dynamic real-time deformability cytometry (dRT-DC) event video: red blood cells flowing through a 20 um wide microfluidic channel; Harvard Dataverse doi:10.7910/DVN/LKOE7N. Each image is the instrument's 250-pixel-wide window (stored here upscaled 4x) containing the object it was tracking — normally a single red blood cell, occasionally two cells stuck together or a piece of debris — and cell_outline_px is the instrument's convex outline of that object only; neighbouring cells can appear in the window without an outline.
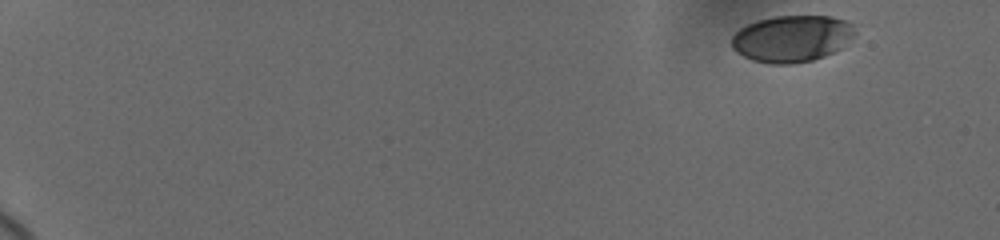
{"species": "human", "species_latin": "Homo sapiens", "temperature_condition": "cold", "stored_images_in_passage": 15, "camera_frame_rate_fps": 3000, "um_per_image_px": 0.085, "donor": {"sex": "female"}, "frame": {"image": 1, "passage_image": 1, "time_ms": 0.0, "image_size_px": [1000, 240], "cell_outline_px": [[860, 24], [856, 36], [840, 48], [824, 56], [812, 60], [792, 64], [772, 64], [752, 60], [736, 52], [732, 48], [732, 36], [740, 28], [756, 20], [776, 16], [832, 16]], "centroid_in_image_um": [67.39, 3.26], "position_along_channel_um": 17.6, "area_um2": 34.1}}
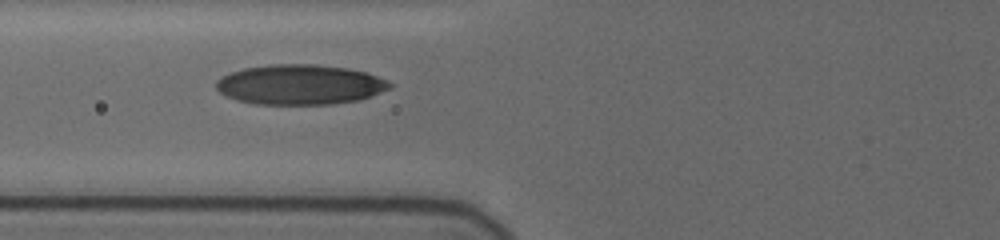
{"frame": {"image": 2, "passage_image": 13, "time_ms": 7.0, "image_size_px": [1000, 240], "cell_outline_px": [[392, 88], [356, 100], [328, 104], [256, 104], [236, 100], [220, 92], [216, 88], [216, 80], [220, 76], [244, 68], [268, 64], [316, 64], [348, 68], [368, 72], [392, 84]], "centroid_in_image_um": [25.46, 7.18], "position_along_channel_um": 100.3, "area_um2": 40.34}}
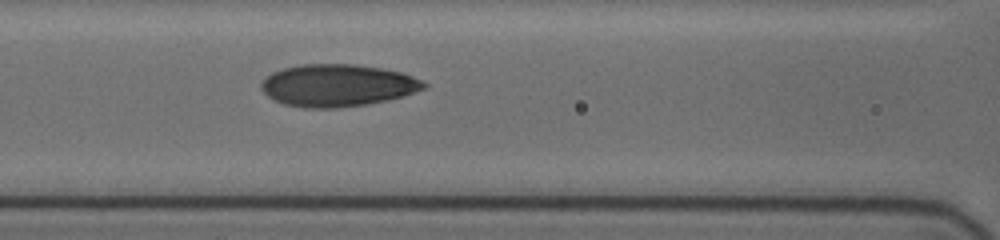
{"frame": {"image": 3, "passage_image": 15, "time_ms": 8.0, "image_size_px": [1000, 240], "cell_outline_px": [[428, 88], [404, 96], [388, 100], [364, 104], [336, 108], [304, 108], [284, 104], [268, 96], [260, 88], [260, 84], [272, 72], [284, 68], [300, 64], [356, 64], [380, 68], [400, 72], [412, 76], [428, 84]], "centroid_in_image_um": [28.7, 7.26], "position_along_channel_um": 137.9, "area_um2": 40.0}}